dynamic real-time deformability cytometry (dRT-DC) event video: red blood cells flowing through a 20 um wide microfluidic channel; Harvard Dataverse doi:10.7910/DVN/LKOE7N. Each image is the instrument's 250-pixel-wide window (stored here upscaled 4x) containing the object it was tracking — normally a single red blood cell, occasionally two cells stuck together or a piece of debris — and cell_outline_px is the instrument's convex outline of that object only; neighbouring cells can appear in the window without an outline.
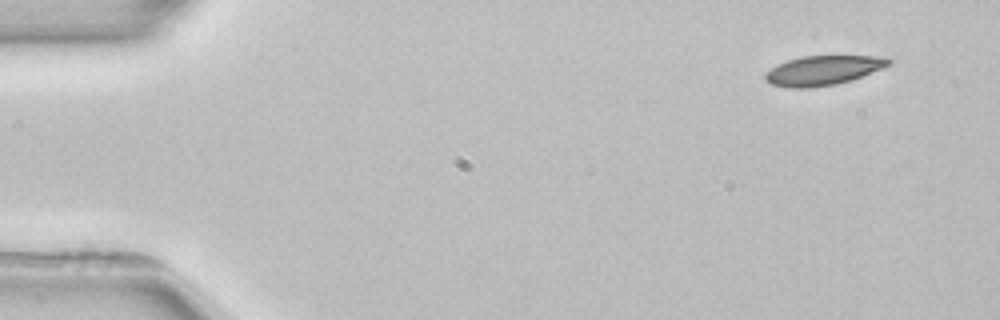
{"species": "common noctule bat (a hibernating species)", "species_latin": "Nyctalus noctula", "temperature_condition": "room temperature", "stored_images_in_passage": 4, "camera_frame_rate_fps": 3000, "um_per_image_px": 0.085, "animal": {"sex": "female", "body_mass_g": 22.7, "forearm_length_mm": 54.2}, "frame": {"image": 1, "passage_image": 1, "time_ms": 0.0, "image_size_px": [1000, 320], "cell_outline_px": [[892, 60], [888, 64], [880, 68], [852, 80], [836, 84], [808, 88], [788, 88], [772, 84], [764, 80], [764, 72], [788, 60], [804, 56], [884, 56]], "centroid_in_image_um": [69.92, 5.99], "position_along_channel_um": 15.1, "area_um2": 20.98}}
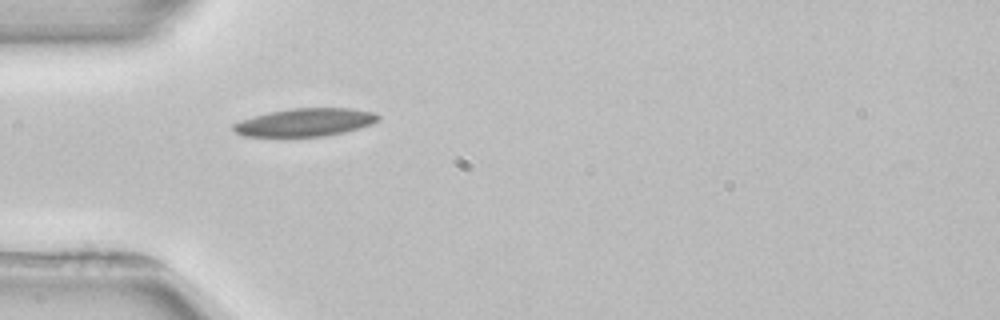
{"frame": {"image": 2, "passage_image": 4, "time_ms": 4.0, "image_size_px": [1000, 320], "cell_outline_px": [[380, 116], [372, 124], [344, 132], [324, 136], [244, 136], [236, 132], [232, 128], [232, 124], [240, 120], [252, 116], [268, 112], [288, 108], [348, 108], [376, 112]], "centroid_in_image_um": [25.91, 10.38], "position_along_channel_um": 59.1, "area_um2": 23.58}}